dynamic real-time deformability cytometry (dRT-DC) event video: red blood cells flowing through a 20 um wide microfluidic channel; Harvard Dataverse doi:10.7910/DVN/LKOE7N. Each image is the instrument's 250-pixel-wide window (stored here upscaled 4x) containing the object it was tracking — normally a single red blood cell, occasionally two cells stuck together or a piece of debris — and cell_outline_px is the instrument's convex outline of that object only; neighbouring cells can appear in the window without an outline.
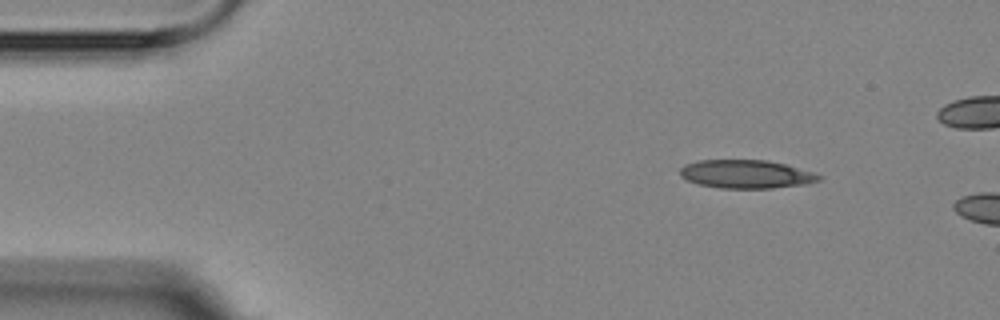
{"species": "Egyptian fruit bat (a non-hibernating species)", "species_latin": "Rousettus aegyptiacus", "temperature_condition": "room temperature", "stored_images_in_passage": 3, "camera_frame_rate_fps": 3000, "um_per_image_px": 0.085, "animal": {"sex": "female"}, "frame": {"image": 1, "passage_image": 1, "time_ms": 0.0, "image_size_px": [1000, 320], "cell_outline_px": [[824, 176], [820, 180], [808, 184], [772, 188], [720, 188], [700, 184], [688, 180], [680, 176], [680, 168], [684, 164], [696, 160], [768, 160], [784, 164], [812, 172]], "centroid_in_image_um": [63.42, 14.8], "position_along_channel_um": 21.6, "area_um2": 23.0}}